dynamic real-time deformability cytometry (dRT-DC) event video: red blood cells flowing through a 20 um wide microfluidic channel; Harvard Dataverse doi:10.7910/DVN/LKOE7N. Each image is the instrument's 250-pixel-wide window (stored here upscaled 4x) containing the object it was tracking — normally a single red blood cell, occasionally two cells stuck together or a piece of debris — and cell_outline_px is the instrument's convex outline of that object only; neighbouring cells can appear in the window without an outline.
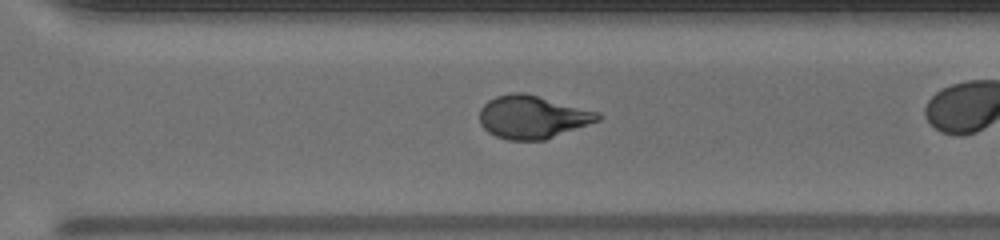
{"species": "human", "species_latin": "Homo sapiens", "temperature_condition": "warm", "stored_images_in_passage": 29, "camera_frame_rate_fps": 3000, "um_per_image_px": 0.085, "donor": {"sex": "male"}, "frame": {"image": 1, "passage_image": 25, "time_ms": 8.0, "image_size_px": [1000, 240], "cell_outline_px": [[604, 116], [600, 120], [544, 140], [508, 140], [496, 136], [488, 132], [480, 124], [480, 108], [488, 100], [496, 96], [512, 92], [524, 92], [600, 112]], "centroid_in_image_um": [45.26, 9.94], "position_along_channel_um": 325.3, "area_um2": 29.71}}